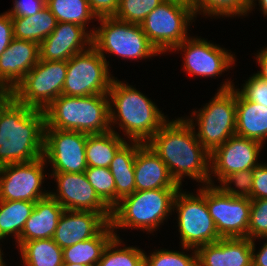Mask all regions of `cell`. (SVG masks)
Listing matches in <instances>:
<instances>
[{
  "mask_svg": "<svg viewBox=\"0 0 267 266\" xmlns=\"http://www.w3.org/2000/svg\"><path fill=\"white\" fill-rule=\"evenodd\" d=\"M195 125L188 117L168 119L147 144L166 164L171 177L180 186L185 176L205 185H214L209 169L211 154L197 139Z\"/></svg>",
  "mask_w": 267,
  "mask_h": 266,
  "instance_id": "1",
  "label": "cell"
},
{
  "mask_svg": "<svg viewBox=\"0 0 267 266\" xmlns=\"http://www.w3.org/2000/svg\"><path fill=\"white\" fill-rule=\"evenodd\" d=\"M45 126L44 110L9 95L0 104V166L43 157Z\"/></svg>",
  "mask_w": 267,
  "mask_h": 266,
  "instance_id": "2",
  "label": "cell"
},
{
  "mask_svg": "<svg viewBox=\"0 0 267 266\" xmlns=\"http://www.w3.org/2000/svg\"><path fill=\"white\" fill-rule=\"evenodd\" d=\"M107 95L110 128L119 125L130 141L147 143L167 122L154 102L127 82L114 78Z\"/></svg>",
  "mask_w": 267,
  "mask_h": 266,
  "instance_id": "3",
  "label": "cell"
},
{
  "mask_svg": "<svg viewBox=\"0 0 267 266\" xmlns=\"http://www.w3.org/2000/svg\"><path fill=\"white\" fill-rule=\"evenodd\" d=\"M45 128L100 134L111 130L107 94L57 97L45 110Z\"/></svg>",
  "mask_w": 267,
  "mask_h": 266,
  "instance_id": "4",
  "label": "cell"
},
{
  "mask_svg": "<svg viewBox=\"0 0 267 266\" xmlns=\"http://www.w3.org/2000/svg\"><path fill=\"white\" fill-rule=\"evenodd\" d=\"M179 189L135 191L122 198L112 209L110 224L113 231L128 227L148 232L155 231L170 215L169 213H172L174 198Z\"/></svg>",
  "mask_w": 267,
  "mask_h": 266,
  "instance_id": "5",
  "label": "cell"
},
{
  "mask_svg": "<svg viewBox=\"0 0 267 266\" xmlns=\"http://www.w3.org/2000/svg\"><path fill=\"white\" fill-rule=\"evenodd\" d=\"M232 83L221 84L209 103L192 112L198 123L197 139L210 154L236 135V87Z\"/></svg>",
  "mask_w": 267,
  "mask_h": 266,
  "instance_id": "6",
  "label": "cell"
},
{
  "mask_svg": "<svg viewBox=\"0 0 267 266\" xmlns=\"http://www.w3.org/2000/svg\"><path fill=\"white\" fill-rule=\"evenodd\" d=\"M100 27L92 32V46L106 59V53L115 54L124 59L151 58L160 54L150 43L141 25L132 24L115 17L97 19Z\"/></svg>",
  "mask_w": 267,
  "mask_h": 266,
  "instance_id": "7",
  "label": "cell"
},
{
  "mask_svg": "<svg viewBox=\"0 0 267 266\" xmlns=\"http://www.w3.org/2000/svg\"><path fill=\"white\" fill-rule=\"evenodd\" d=\"M181 190L180 188L175 195L173 211L176 210L178 213L177 226L182 248L189 251L215 243L221 237L206 205V185L199 187V193L196 195Z\"/></svg>",
  "mask_w": 267,
  "mask_h": 266,
  "instance_id": "8",
  "label": "cell"
},
{
  "mask_svg": "<svg viewBox=\"0 0 267 266\" xmlns=\"http://www.w3.org/2000/svg\"><path fill=\"white\" fill-rule=\"evenodd\" d=\"M66 75L67 61L40 59L10 92V95L17 102L28 107L45 110L62 95Z\"/></svg>",
  "mask_w": 267,
  "mask_h": 266,
  "instance_id": "9",
  "label": "cell"
},
{
  "mask_svg": "<svg viewBox=\"0 0 267 266\" xmlns=\"http://www.w3.org/2000/svg\"><path fill=\"white\" fill-rule=\"evenodd\" d=\"M195 16L192 8L164 1L149 13L140 24L150 43L161 54L172 51L188 38V26Z\"/></svg>",
  "mask_w": 267,
  "mask_h": 266,
  "instance_id": "10",
  "label": "cell"
},
{
  "mask_svg": "<svg viewBox=\"0 0 267 266\" xmlns=\"http://www.w3.org/2000/svg\"><path fill=\"white\" fill-rule=\"evenodd\" d=\"M109 61L91 45L67 61V75L62 94L91 96L107 94L114 77L109 73Z\"/></svg>",
  "mask_w": 267,
  "mask_h": 266,
  "instance_id": "11",
  "label": "cell"
},
{
  "mask_svg": "<svg viewBox=\"0 0 267 266\" xmlns=\"http://www.w3.org/2000/svg\"><path fill=\"white\" fill-rule=\"evenodd\" d=\"M206 205L221 238L247 237L251 199L231 196L218 185H206Z\"/></svg>",
  "mask_w": 267,
  "mask_h": 266,
  "instance_id": "12",
  "label": "cell"
},
{
  "mask_svg": "<svg viewBox=\"0 0 267 266\" xmlns=\"http://www.w3.org/2000/svg\"><path fill=\"white\" fill-rule=\"evenodd\" d=\"M46 164L45 158L41 157L0 166V200L36 202L49 196V192L41 189L47 176L44 175Z\"/></svg>",
  "mask_w": 267,
  "mask_h": 266,
  "instance_id": "13",
  "label": "cell"
},
{
  "mask_svg": "<svg viewBox=\"0 0 267 266\" xmlns=\"http://www.w3.org/2000/svg\"><path fill=\"white\" fill-rule=\"evenodd\" d=\"M88 134L45 128L43 157L52 164V172L83 173L87 168Z\"/></svg>",
  "mask_w": 267,
  "mask_h": 266,
  "instance_id": "14",
  "label": "cell"
},
{
  "mask_svg": "<svg viewBox=\"0 0 267 266\" xmlns=\"http://www.w3.org/2000/svg\"><path fill=\"white\" fill-rule=\"evenodd\" d=\"M180 49L185 55L183 67L192 76L216 77L235 63L231 52L201 38H186L173 50Z\"/></svg>",
  "mask_w": 267,
  "mask_h": 266,
  "instance_id": "15",
  "label": "cell"
},
{
  "mask_svg": "<svg viewBox=\"0 0 267 266\" xmlns=\"http://www.w3.org/2000/svg\"><path fill=\"white\" fill-rule=\"evenodd\" d=\"M56 180V192H49L64 210L94 211L112 214V210L99 198L85 173L52 172Z\"/></svg>",
  "mask_w": 267,
  "mask_h": 266,
  "instance_id": "16",
  "label": "cell"
},
{
  "mask_svg": "<svg viewBox=\"0 0 267 266\" xmlns=\"http://www.w3.org/2000/svg\"><path fill=\"white\" fill-rule=\"evenodd\" d=\"M262 147V143L252 139L230 137L211 153L210 174L221 182L233 172L253 169L260 164L257 160Z\"/></svg>",
  "mask_w": 267,
  "mask_h": 266,
  "instance_id": "17",
  "label": "cell"
},
{
  "mask_svg": "<svg viewBox=\"0 0 267 266\" xmlns=\"http://www.w3.org/2000/svg\"><path fill=\"white\" fill-rule=\"evenodd\" d=\"M111 215L94 211L64 210L53 240L64 249L95 237L110 222Z\"/></svg>",
  "mask_w": 267,
  "mask_h": 266,
  "instance_id": "18",
  "label": "cell"
},
{
  "mask_svg": "<svg viewBox=\"0 0 267 266\" xmlns=\"http://www.w3.org/2000/svg\"><path fill=\"white\" fill-rule=\"evenodd\" d=\"M74 23L58 22L53 32L40 44V59L68 61L92 45V32ZM87 46V47H86Z\"/></svg>",
  "mask_w": 267,
  "mask_h": 266,
  "instance_id": "19",
  "label": "cell"
},
{
  "mask_svg": "<svg viewBox=\"0 0 267 266\" xmlns=\"http://www.w3.org/2000/svg\"><path fill=\"white\" fill-rule=\"evenodd\" d=\"M39 60V44L14 38L0 56V83L11 92Z\"/></svg>",
  "mask_w": 267,
  "mask_h": 266,
  "instance_id": "20",
  "label": "cell"
},
{
  "mask_svg": "<svg viewBox=\"0 0 267 266\" xmlns=\"http://www.w3.org/2000/svg\"><path fill=\"white\" fill-rule=\"evenodd\" d=\"M252 243L247 237L220 238L199 246L198 266H252Z\"/></svg>",
  "mask_w": 267,
  "mask_h": 266,
  "instance_id": "21",
  "label": "cell"
},
{
  "mask_svg": "<svg viewBox=\"0 0 267 266\" xmlns=\"http://www.w3.org/2000/svg\"><path fill=\"white\" fill-rule=\"evenodd\" d=\"M135 191L181 188L171 177L166 164L147 143L138 141L134 160Z\"/></svg>",
  "mask_w": 267,
  "mask_h": 266,
  "instance_id": "22",
  "label": "cell"
},
{
  "mask_svg": "<svg viewBox=\"0 0 267 266\" xmlns=\"http://www.w3.org/2000/svg\"><path fill=\"white\" fill-rule=\"evenodd\" d=\"M63 211L64 208L50 195L36 201L17 242L18 248L30 240L53 238Z\"/></svg>",
  "mask_w": 267,
  "mask_h": 266,
  "instance_id": "23",
  "label": "cell"
},
{
  "mask_svg": "<svg viewBox=\"0 0 267 266\" xmlns=\"http://www.w3.org/2000/svg\"><path fill=\"white\" fill-rule=\"evenodd\" d=\"M236 135L264 143L267 139V108L246 100L236 90ZM265 140V141H264Z\"/></svg>",
  "mask_w": 267,
  "mask_h": 266,
  "instance_id": "24",
  "label": "cell"
},
{
  "mask_svg": "<svg viewBox=\"0 0 267 266\" xmlns=\"http://www.w3.org/2000/svg\"><path fill=\"white\" fill-rule=\"evenodd\" d=\"M137 151L138 141L126 142L109 166L115 181V206L122 198L135 192L134 160Z\"/></svg>",
  "mask_w": 267,
  "mask_h": 266,
  "instance_id": "25",
  "label": "cell"
},
{
  "mask_svg": "<svg viewBox=\"0 0 267 266\" xmlns=\"http://www.w3.org/2000/svg\"><path fill=\"white\" fill-rule=\"evenodd\" d=\"M117 236L110 222L95 236L63 250L64 264L97 266L108 243Z\"/></svg>",
  "mask_w": 267,
  "mask_h": 266,
  "instance_id": "26",
  "label": "cell"
},
{
  "mask_svg": "<svg viewBox=\"0 0 267 266\" xmlns=\"http://www.w3.org/2000/svg\"><path fill=\"white\" fill-rule=\"evenodd\" d=\"M127 141L115 130L88 134L85 153L88 167L109 168L116 152Z\"/></svg>",
  "mask_w": 267,
  "mask_h": 266,
  "instance_id": "27",
  "label": "cell"
},
{
  "mask_svg": "<svg viewBox=\"0 0 267 266\" xmlns=\"http://www.w3.org/2000/svg\"><path fill=\"white\" fill-rule=\"evenodd\" d=\"M11 18L14 38L33 41L37 44L50 35L58 23L47 6L33 16Z\"/></svg>",
  "mask_w": 267,
  "mask_h": 266,
  "instance_id": "28",
  "label": "cell"
},
{
  "mask_svg": "<svg viewBox=\"0 0 267 266\" xmlns=\"http://www.w3.org/2000/svg\"><path fill=\"white\" fill-rule=\"evenodd\" d=\"M25 266H63V250L53 238L30 240L20 247Z\"/></svg>",
  "mask_w": 267,
  "mask_h": 266,
  "instance_id": "29",
  "label": "cell"
},
{
  "mask_svg": "<svg viewBox=\"0 0 267 266\" xmlns=\"http://www.w3.org/2000/svg\"><path fill=\"white\" fill-rule=\"evenodd\" d=\"M36 202L0 200V240L14 234L18 242Z\"/></svg>",
  "mask_w": 267,
  "mask_h": 266,
  "instance_id": "30",
  "label": "cell"
},
{
  "mask_svg": "<svg viewBox=\"0 0 267 266\" xmlns=\"http://www.w3.org/2000/svg\"><path fill=\"white\" fill-rule=\"evenodd\" d=\"M46 6L57 22L74 23L87 29L91 19H98L90 9L88 0H46Z\"/></svg>",
  "mask_w": 267,
  "mask_h": 266,
  "instance_id": "31",
  "label": "cell"
},
{
  "mask_svg": "<svg viewBox=\"0 0 267 266\" xmlns=\"http://www.w3.org/2000/svg\"><path fill=\"white\" fill-rule=\"evenodd\" d=\"M121 243L119 236H115L105 247L97 266H145L143 250L132 246L121 248Z\"/></svg>",
  "mask_w": 267,
  "mask_h": 266,
  "instance_id": "32",
  "label": "cell"
},
{
  "mask_svg": "<svg viewBox=\"0 0 267 266\" xmlns=\"http://www.w3.org/2000/svg\"><path fill=\"white\" fill-rule=\"evenodd\" d=\"M251 0H195V16L202 13L206 16H246L249 13Z\"/></svg>",
  "mask_w": 267,
  "mask_h": 266,
  "instance_id": "33",
  "label": "cell"
},
{
  "mask_svg": "<svg viewBox=\"0 0 267 266\" xmlns=\"http://www.w3.org/2000/svg\"><path fill=\"white\" fill-rule=\"evenodd\" d=\"M84 173L99 198L112 210L115 207V181L110 169L88 167Z\"/></svg>",
  "mask_w": 267,
  "mask_h": 266,
  "instance_id": "34",
  "label": "cell"
},
{
  "mask_svg": "<svg viewBox=\"0 0 267 266\" xmlns=\"http://www.w3.org/2000/svg\"><path fill=\"white\" fill-rule=\"evenodd\" d=\"M165 0H119L113 17L118 20L140 25L146 16Z\"/></svg>",
  "mask_w": 267,
  "mask_h": 266,
  "instance_id": "35",
  "label": "cell"
},
{
  "mask_svg": "<svg viewBox=\"0 0 267 266\" xmlns=\"http://www.w3.org/2000/svg\"><path fill=\"white\" fill-rule=\"evenodd\" d=\"M193 255L185 254V252L172 250H155L149 256H144L145 266H198L197 251L194 248Z\"/></svg>",
  "mask_w": 267,
  "mask_h": 266,
  "instance_id": "36",
  "label": "cell"
},
{
  "mask_svg": "<svg viewBox=\"0 0 267 266\" xmlns=\"http://www.w3.org/2000/svg\"><path fill=\"white\" fill-rule=\"evenodd\" d=\"M234 183L235 188L231 187ZM230 185V186H229ZM253 174L252 169L236 171L226 176L219 187L227 194L238 197H250L252 194Z\"/></svg>",
  "mask_w": 267,
  "mask_h": 266,
  "instance_id": "37",
  "label": "cell"
},
{
  "mask_svg": "<svg viewBox=\"0 0 267 266\" xmlns=\"http://www.w3.org/2000/svg\"><path fill=\"white\" fill-rule=\"evenodd\" d=\"M267 236V199L251 200L248 239Z\"/></svg>",
  "mask_w": 267,
  "mask_h": 266,
  "instance_id": "38",
  "label": "cell"
},
{
  "mask_svg": "<svg viewBox=\"0 0 267 266\" xmlns=\"http://www.w3.org/2000/svg\"><path fill=\"white\" fill-rule=\"evenodd\" d=\"M236 90L249 101H253L267 108V81L261 79L256 74L249 77L243 88Z\"/></svg>",
  "mask_w": 267,
  "mask_h": 266,
  "instance_id": "39",
  "label": "cell"
},
{
  "mask_svg": "<svg viewBox=\"0 0 267 266\" xmlns=\"http://www.w3.org/2000/svg\"><path fill=\"white\" fill-rule=\"evenodd\" d=\"M253 186L251 200L267 199V164L260 163L252 169Z\"/></svg>",
  "mask_w": 267,
  "mask_h": 266,
  "instance_id": "40",
  "label": "cell"
},
{
  "mask_svg": "<svg viewBox=\"0 0 267 266\" xmlns=\"http://www.w3.org/2000/svg\"><path fill=\"white\" fill-rule=\"evenodd\" d=\"M46 6V0H15L13 8L7 13L11 17L33 16Z\"/></svg>",
  "mask_w": 267,
  "mask_h": 266,
  "instance_id": "41",
  "label": "cell"
},
{
  "mask_svg": "<svg viewBox=\"0 0 267 266\" xmlns=\"http://www.w3.org/2000/svg\"><path fill=\"white\" fill-rule=\"evenodd\" d=\"M88 3L97 18L112 17L118 9L119 0H88Z\"/></svg>",
  "mask_w": 267,
  "mask_h": 266,
  "instance_id": "42",
  "label": "cell"
},
{
  "mask_svg": "<svg viewBox=\"0 0 267 266\" xmlns=\"http://www.w3.org/2000/svg\"><path fill=\"white\" fill-rule=\"evenodd\" d=\"M14 39L12 18L6 12L0 14V56Z\"/></svg>",
  "mask_w": 267,
  "mask_h": 266,
  "instance_id": "43",
  "label": "cell"
},
{
  "mask_svg": "<svg viewBox=\"0 0 267 266\" xmlns=\"http://www.w3.org/2000/svg\"><path fill=\"white\" fill-rule=\"evenodd\" d=\"M266 238V237H262ZM255 240L252 243V266H267V242L263 244L261 250L256 254L255 250Z\"/></svg>",
  "mask_w": 267,
  "mask_h": 266,
  "instance_id": "44",
  "label": "cell"
},
{
  "mask_svg": "<svg viewBox=\"0 0 267 266\" xmlns=\"http://www.w3.org/2000/svg\"><path fill=\"white\" fill-rule=\"evenodd\" d=\"M256 59L261 69L256 73V75L267 81V47L257 53Z\"/></svg>",
  "mask_w": 267,
  "mask_h": 266,
  "instance_id": "45",
  "label": "cell"
},
{
  "mask_svg": "<svg viewBox=\"0 0 267 266\" xmlns=\"http://www.w3.org/2000/svg\"><path fill=\"white\" fill-rule=\"evenodd\" d=\"M255 1L256 0H251L249 12L252 10L253 6L255 5ZM258 1H259L261 10L263 11V14L267 16V0H258Z\"/></svg>",
  "mask_w": 267,
  "mask_h": 266,
  "instance_id": "46",
  "label": "cell"
},
{
  "mask_svg": "<svg viewBox=\"0 0 267 266\" xmlns=\"http://www.w3.org/2000/svg\"><path fill=\"white\" fill-rule=\"evenodd\" d=\"M10 95V92L0 83V104Z\"/></svg>",
  "mask_w": 267,
  "mask_h": 266,
  "instance_id": "47",
  "label": "cell"
},
{
  "mask_svg": "<svg viewBox=\"0 0 267 266\" xmlns=\"http://www.w3.org/2000/svg\"><path fill=\"white\" fill-rule=\"evenodd\" d=\"M165 1H172V2H176V3H180L183 5H186V6L192 8L194 10L195 0H165Z\"/></svg>",
  "mask_w": 267,
  "mask_h": 266,
  "instance_id": "48",
  "label": "cell"
},
{
  "mask_svg": "<svg viewBox=\"0 0 267 266\" xmlns=\"http://www.w3.org/2000/svg\"><path fill=\"white\" fill-rule=\"evenodd\" d=\"M2 255L3 253L1 252V248H0V266H6L5 262L3 261Z\"/></svg>",
  "mask_w": 267,
  "mask_h": 266,
  "instance_id": "49",
  "label": "cell"
},
{
  "mask_svg": "<svg viewBox=\"0 0 267 266\" xmlns=\"http://www.w3.org/2000/svg\"><path fill=\"white\" fill-rule=\"evenodd\" d=\"M63 266H88L85 264H63Z\"/></svg>",
  "mask_w": 267,
  "mask_h": 266,
  "instance_id": "50",
  "label": "cell"
}]
</instances>
